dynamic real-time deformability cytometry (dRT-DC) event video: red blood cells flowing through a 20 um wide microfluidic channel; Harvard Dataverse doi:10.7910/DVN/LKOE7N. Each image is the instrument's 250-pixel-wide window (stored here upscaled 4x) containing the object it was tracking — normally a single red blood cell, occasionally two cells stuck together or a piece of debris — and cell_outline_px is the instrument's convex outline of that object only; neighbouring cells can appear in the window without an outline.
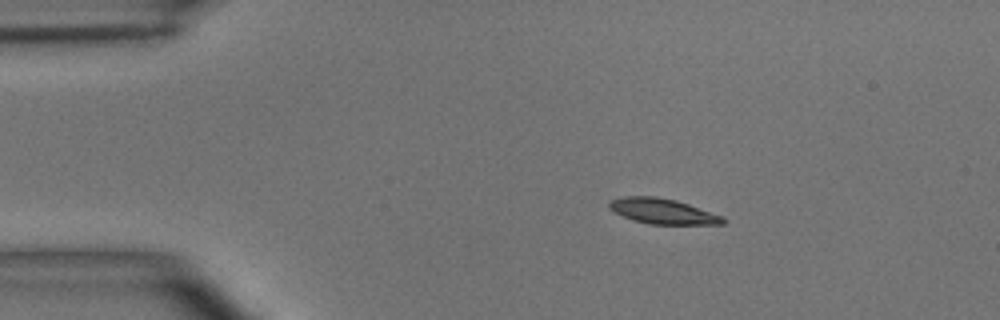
{"species": "common noctule bat (a hibernating species)", "species_latin": "Nyctalus noctula", "temperature_condition": "room temperature", "stored_images_in_passage": 8, "camera_frame_rate_fps": 3000, "um_per_image_px": 0.085, "animal": {"sex": "male", "body_mass_g": 15.6}, "frame": {"image": 1, "passage_image": 1, "time_ms": 0.0, "image_size_px": [1000, 320], "cell_outline_px": [[728, 220], [724, 224], [648, 224], [632, 220], [608, 208], [608, 200], [624, 196], [656, 196], [676, 200], [724, 216]], "centroid_in_image_um": [56.33, 17.95], "position_along_channel_um": 28.7, "area_um2": 16.94}}
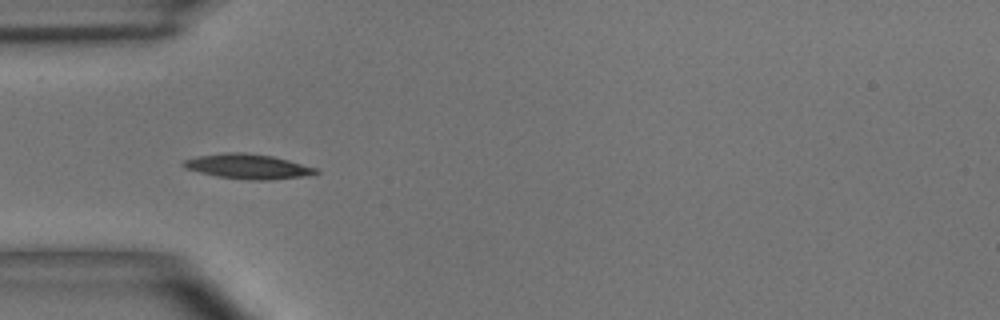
{"frame": {"image": 2, "passage_image": 3, "time_ms": 2.333, "image_size_px": [1000, 320], "cell_outline_px": [[320, 172], [308, 176], [268, 180], [252, 180], [216, 176], [184, 168], [180, 164], [184, 160], [196, 156], [228, 152], [244, 152], [272, 156], [288, 160], [316, 168]], "centroid_in_image_um": [21.06, 14.15], "position_along_channel_um": 63.9, "area_um2": 19.13}}
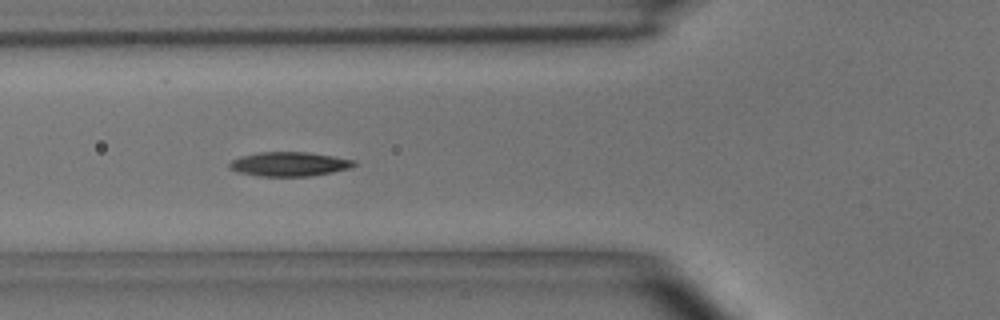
{"frame": {"image": 3, "passage_image": 4, "time_ms": 3.333, "image_size_px": [1000, 320], "cell_outline_px": [[356, 164], [352, 168], [332, 172], [308, 176], [260, 176], [236, 172], [228, 168], [228, 164], [232, 160], [240, 156], [256, 152], [308, 152], [356, 160]], "centroid_in_image_um": [24.56, 13.94], "position_along_channel_um": 101.2, "area_um2": 17.74}}